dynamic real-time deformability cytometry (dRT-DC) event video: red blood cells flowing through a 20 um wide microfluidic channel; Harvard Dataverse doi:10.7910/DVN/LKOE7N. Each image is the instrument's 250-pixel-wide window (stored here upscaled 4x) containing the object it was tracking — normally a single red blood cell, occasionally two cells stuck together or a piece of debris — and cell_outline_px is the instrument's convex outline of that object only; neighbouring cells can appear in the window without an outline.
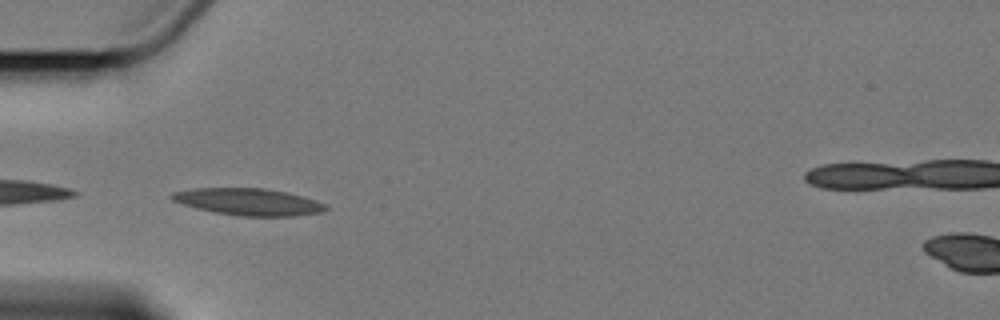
{"species": "Egyptian fruit bat (a non-hibernating species)", "species_latin": "Rousettus aegyptiacus", "temperature_condition": "cold", "stored_images_in_passage": 5, "camera_frame_rate_fps": 3000, "um_per_image_px": 0.085, "animal": {"sex": "female"}, "frame": {"image": 1, "passage_image": 4, "time_ms": 3.667, "image_size_px": [1000, 320], "cell_outline_px": [[328, 208], [324, 212], [296, 216], [240, 216], [216, 212], [196, 208], [172, 200], [168, 196], [172, 192], [192, 188], [264, 188], [288, 192], [316, 200], [328, 204]], "centroid_in_image_um": [21.16, 17.15], "position_along_channel_um": 63.8, "area_um2": 24.33}}
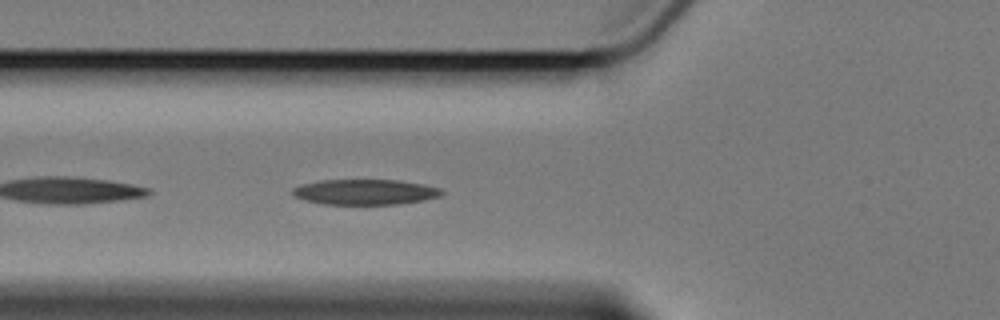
{"frame": {"image": 2, "passage_image": 5, "time_ms": 4.667, "image_size_px": [1000, 320], "cell_outline_px": [[444, 192], [440, 196], [424, 200], [400, 204], [324, 204], [304, 200], [296, 196], [292, 192], [292, 188], [300, 184], [320, 180], [400, 180], [424, 184], [440, 188]], "centroid_in_image_um": [31.04, 16.31], "position_along_channel_um": 94.8, "area_um2": 22.14}}